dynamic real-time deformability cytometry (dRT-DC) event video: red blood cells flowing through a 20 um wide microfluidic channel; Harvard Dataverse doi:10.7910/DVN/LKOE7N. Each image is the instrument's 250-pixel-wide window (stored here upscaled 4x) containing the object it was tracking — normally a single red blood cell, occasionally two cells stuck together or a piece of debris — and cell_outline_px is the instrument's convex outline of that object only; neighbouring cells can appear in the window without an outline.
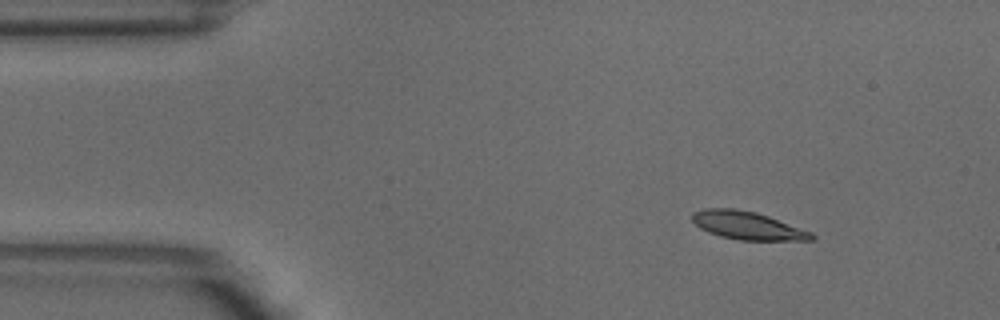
{"species": "common noctule bat (a hibernating species)", "species_latin": "Nyctalus noctula", "temperature_condition": "warm", "stored_images_in_passage": 3, "camera_frame_rate_fps": 3000, "um_per_image_px": 0.085, "animal": {"sex": "male", "body_mass_g": 18.8}, "frame": {"image": 1, "passage_image": 1, "time_ms": 0.0, "image_size_px": [1000, 320], "cell_outline_px": [[816, 236], [812, 240], [740, 240], [720, 236], [708, 232], [700, 228], [692, 220], [692, 212], [704, 208], [732, 208], [756, 212], [768, 216], [812, 232]], "centroid_in_image_um": [63.52, 19.16], "position_along_channel_um": 21.5, "area_um2": 19.42}}